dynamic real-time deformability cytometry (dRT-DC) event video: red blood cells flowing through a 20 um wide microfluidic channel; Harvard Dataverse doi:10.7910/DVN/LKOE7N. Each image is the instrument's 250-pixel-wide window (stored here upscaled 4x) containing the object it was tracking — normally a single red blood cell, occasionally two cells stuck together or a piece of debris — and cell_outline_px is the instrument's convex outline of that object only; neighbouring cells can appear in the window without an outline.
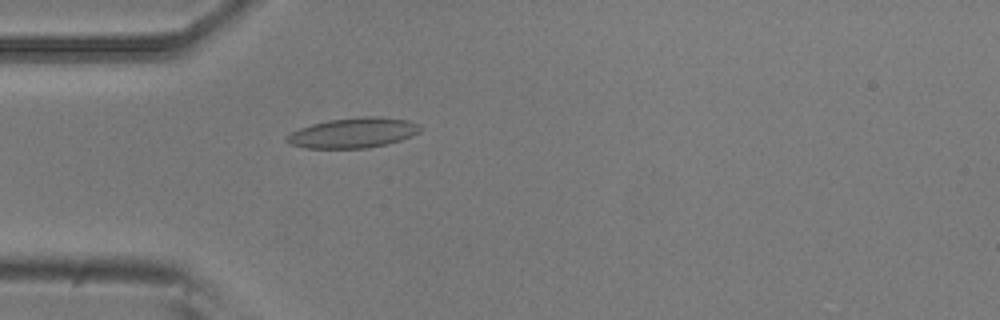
{"species": "common noctule bat (a hibernating species)", "species_latin": "Nyctalus noctula", "temperature_condition": "room temperature", "stored_images_in_passage": 52, "camera_frame_rate_fps": 3000, "um_per_image_px": 0.085, "animal": {"sex": "male", "body_mass_g": 20.5, "forearm_length_mm": 52.5}, "frame": {"image": 1, "passage_image": 15, "time_ms": 4.667, "image_size_px": [1000, 320], "cell_outline_px": [[424, 128], [420, 132], [412, 136], [388, 144], [368, 148], [304, 148], [292, 144], [284, 140], [292, 132], [300, 128], [312, 124], [328, 120], [360, 116], [380, 116], [408, 120], [420, 124]], "centroid_in_image_um": [30.09, 11.28], "position_along_channel_um": 54.9, "area_um2": 23.64}}
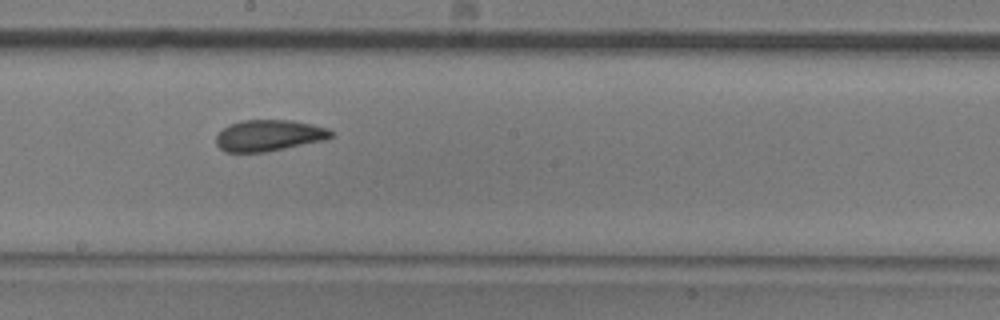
{"frame": {"image": 2, "passage_image": 29, "time_ms": 9.333, "image_size_px": [1000, 320], "cell_outline_px": [[332, 136], [324, 140], [264, 152], [224, 152], [216, 144], [216, 136], [228, 124], [240, 120], [292, 120], [312, 124], [328, 128], [332, 132]], "centroid_in_image_um": [22.83, 11.5], "position_along_channel_um": 225.4, "area_um2": 20.87}}
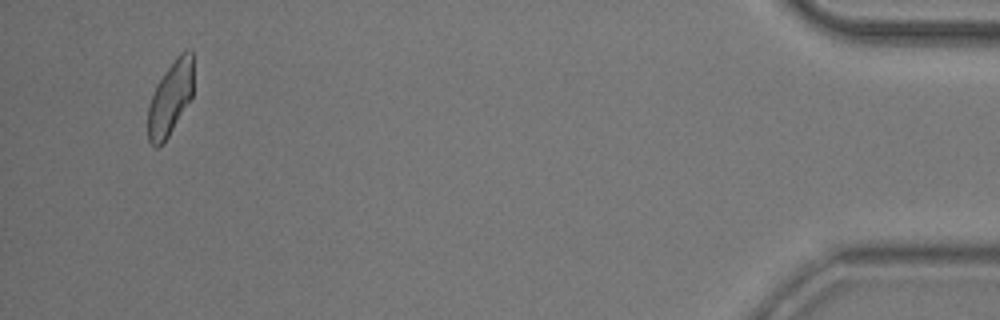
{"frame": {"image": 3, "passage_image": 51, "time_ms": 16.667, "image_size_px": [1000, 320], "cell_outline_px": [[192, 96], [168, 136], [160, 148], [156, 148], [148, 140], [148, 108], [156, 84], [176, 56], [180, 52], [192, 52]], "centroid_in_image_um": [14.45, 8.38], "position_along_channel_um": 420.7, "area_um2": 19.19}}